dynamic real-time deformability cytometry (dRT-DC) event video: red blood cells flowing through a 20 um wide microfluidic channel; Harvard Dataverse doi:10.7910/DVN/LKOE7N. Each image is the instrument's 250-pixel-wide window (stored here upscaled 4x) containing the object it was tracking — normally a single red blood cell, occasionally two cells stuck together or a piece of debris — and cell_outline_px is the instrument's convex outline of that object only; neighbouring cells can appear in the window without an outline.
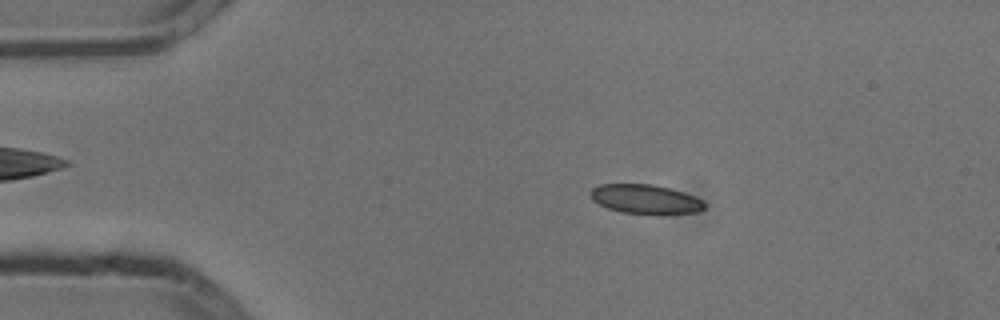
{"species": "common noctule bat (a hibernating species)", "species_latin": "Nyctalus noctula", "temperature_condition": "cold", "stored_images_in_passage": 6, "camera_frame_rate_fps": 3000, "um_per_image_px": 0.085, "animal": {"sex": "male", "body_mass_g": 13.3}, "frame": {"image": 1, "passage_image": 2, "time_ms": 0.333, "image_size_px": [1000, 320], "cell_outline_px": [[704, 208], [696, 212], [660, 216], [620, 212], [608, 208], [592, 200], [588, 192], [592, 188], [600, 184], [652, 184], [684, 192], [696, 196], [704, 200]], "centroid_in_image_um": [54.87, 16.95], "position_along_channel_um": 30.1, "area_um2": 20.0}}
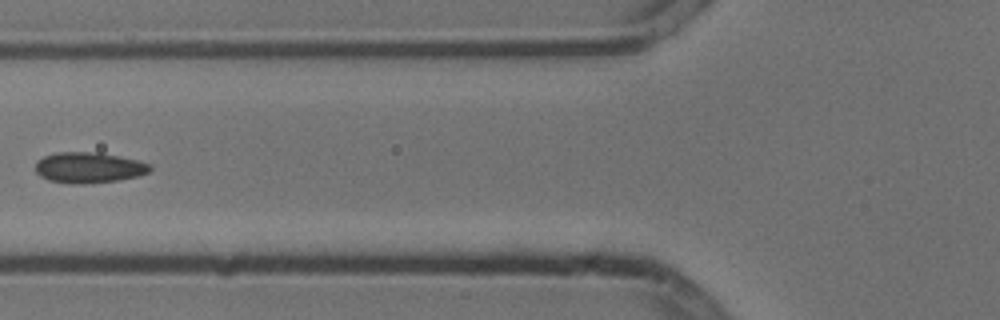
{"frame": {"image": 2, "passage_image": 5, "time_ms": 1.333, "image_size_px": [1000, 320], "cell_outline_px": [[152, 168], [148, 172], [136, 176], [120, 180], [84, 184], [72, 184], [48, 180], [40, 176], [36, 172], [36, 160], [44, 156], [56, 152], [100, 152], [136, 160], [152, 164]], "centroid_in_image_um": [7.53, 14.24], "position_along_channel_um": 118.3, "area_um2": 20.63}}
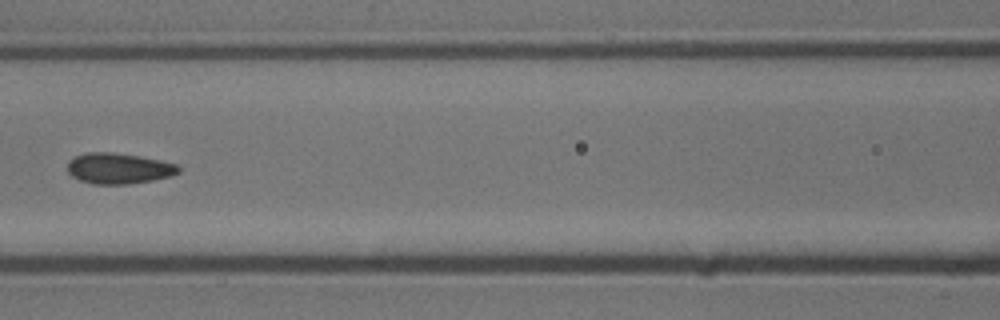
{"frame": {"image": 3, "passage_image": 6, "time_ms": 1.667, "image_size_px": [1000, 320], "cell_outline_px": [[180, 172], [172, 176], [152, 180], [128, 184], [92, 184], [80, 180], [72, 176], [68, 172], [68, 160], [76, 156], [88, 152], [112, 152], [140, 156], [180, 164]], "centroid_in_image_um": [10.12, 14.31], "position_along_channel_um": 156.5, "area_um2": 20.06}}